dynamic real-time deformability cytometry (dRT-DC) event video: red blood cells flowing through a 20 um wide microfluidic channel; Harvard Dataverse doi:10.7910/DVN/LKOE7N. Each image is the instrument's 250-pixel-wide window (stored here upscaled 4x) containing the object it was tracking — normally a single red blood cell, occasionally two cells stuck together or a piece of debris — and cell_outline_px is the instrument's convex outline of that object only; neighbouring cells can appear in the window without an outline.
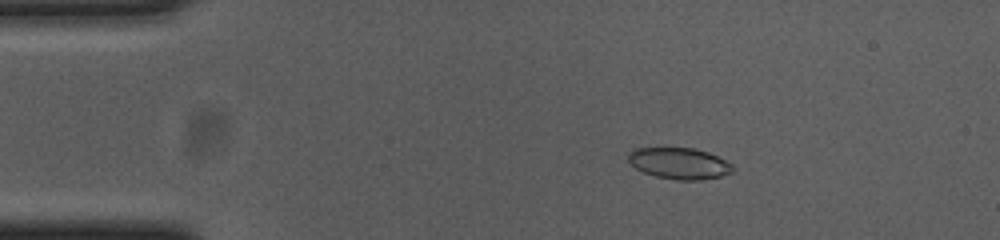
{"species": "common noctule bat (a hibernating species)", "species_latin": "Nyctalus noctula", "temperature_condition": "cold", "stored_images_in_passage": 54, "camera_frame_rate_fps": 3000, "um_per_image_px": 0.085, "animal": {"sex": "female", "body_mass_g": 23.0, "forearm_length_mm": 53.4}, "frame": {"image": 1, "passage_image": 9, "time_ms": 2.667, "image_size_px": [1000, 240], "cell_outline_px": [[736, 168], [732, 172], [720, 176], [700, 180], [676, 180], [656, 176], [644, 172], [636, 168], [628, 160], [628, 156], [636, 148], [692, 148], [708, 152], [732, 164]], "centroid_in_image_um": [57.77, 13.89], "position_along_channel_um": 27.2, "area_um2": 18.84}}
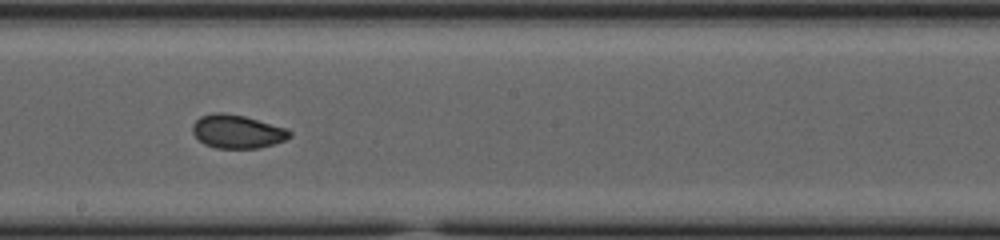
{"frame": {"image": 2, "passage_image": 30, "time_ms": 9.667, "image_size_px": [1000, 240], "cell_outline_px": [[292, 136], [284, 140], [260, 148], [216, 148], [204, 144], [192, 132], [192, 124], [200, 116], [212, 112], [224, 112], [244, 116], [288, 128], [292, 132]], "centroid_in_image_um": [20.16, 11.17], "position_along_channel_um": 228.0, "area_um2": 19.07}}
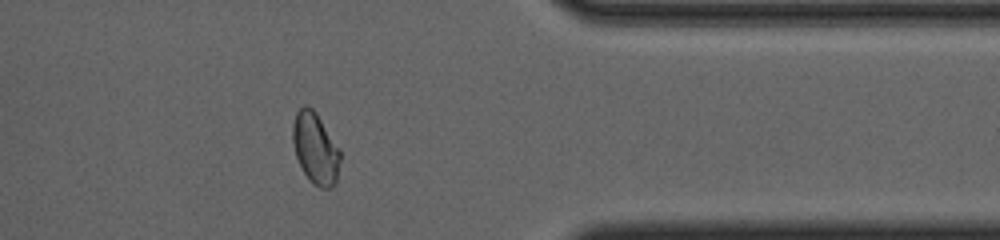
{"frame": {"image": 3, "passage_image": 44, "time_ms": 14.333, "image_size_px": [1000, 240], "cell_outline_px": [[340, 160], [336, 184], [332, 188], [320, 188], [312, 184], [304, 172], [296, 156], [292, 140], [292, 124], [296, 112], [304, 104], [312, 108], [316, 112], [340, 148]], "centroid_in_image_um": [26.82, 12.61], "position_along_channel_um": 384.6, "area_um2": 19.94}, "authors_computed_cell_mechanics": {"area_um2": 19.4497, "velocity_mm_per_s": 3.6983, "shape_relaxation_time_tau1_ms": null, "shape_relaxation_time_tau2_ms": 1.0631, "deformation_change_tau1": null, "deformation_change_tau2": 0.0417}}